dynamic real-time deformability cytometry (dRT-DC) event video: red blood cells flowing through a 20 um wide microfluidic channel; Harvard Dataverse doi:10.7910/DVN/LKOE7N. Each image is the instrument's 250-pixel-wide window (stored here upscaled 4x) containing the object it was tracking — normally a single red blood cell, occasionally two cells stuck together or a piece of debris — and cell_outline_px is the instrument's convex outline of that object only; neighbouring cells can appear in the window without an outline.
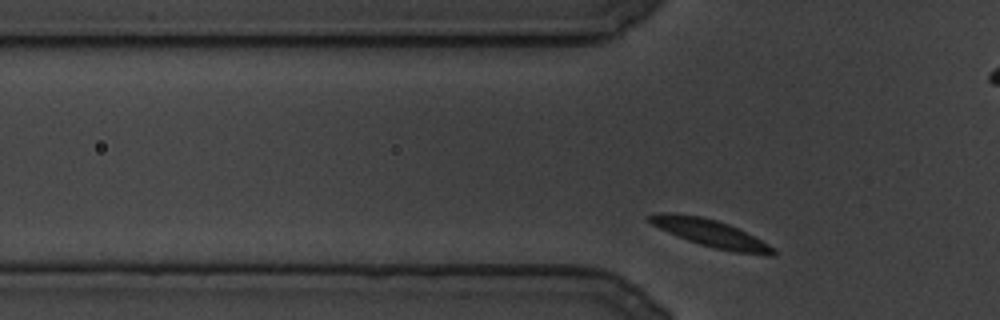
{"species": "common noctule bat (a hibernating species)", "species_latin": "Nyctalus noctula", "temperature_condition": "cold", "stored_images_in_passage": 73, "camera_frame_rate_fps": 3000, "um_per_image_px": 0.085, "animal": {"sex": "male", "body_mass_g": 19.5, "forearm_length_mm": 54.6}, "frame": {"image": 1, "passage_image": 5, "time_ms": 1.333, "image_size_px": [1000, 320], "cell_outline_px": [[776, 256], [768, 256], [736, 252], [716, 248], [700, 244], [688, 240], [668, 232], [652, 224], [648, 220], [648, 216], [656, 212], [672, 212], [700, 216], [716, 220], [728, 224], [776, 248]], "centroid_in_image_um": [60.4, 19.82], "position_along_channel_um": 65.4, "area_um2": 19.48}}
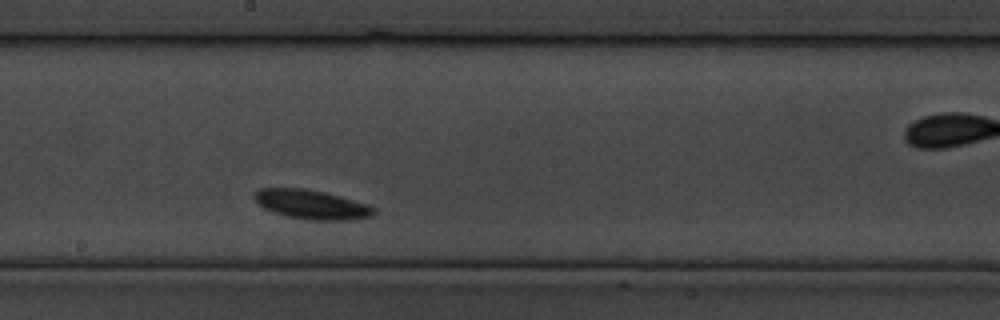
{"frame": {"image": 2, "passage_image": 36, "time_ms": 11.667, "image_size_px": [1000, 320], "cell_outline_px": [[376, 212], [372, 216], [352, 220], [308, 220], [288, 216], [272, 212], [264, 208], [256, 200], [256, 192], [260, 188], [304, 188], [324, 192], [368, 204], [376, 208]], "centroid_in_image_um": [26.53, 17.39], "position_along_channel_um": 221.7, "area_um2": 20.23}}
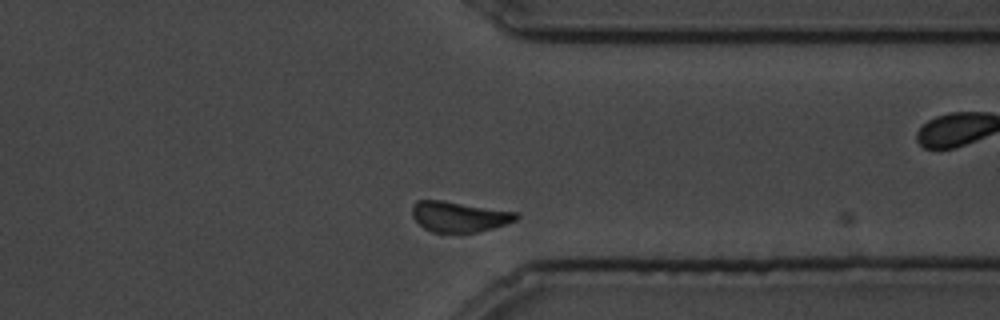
{"frame": {"image": 3, "passage_image": 65, "time_ms": 21.333, "image_size_px": [1000, 320], "cell_outline_px": [[520, 216], [516, 220], [492, 228], [476, 232], [432, 232], [424, 228], [412, 216], [412, 204], [416, 200], [440, 200], [520, 212]], "centroid_in_image_um": [39.03, 18.4], "position_along_channel_um": 372.4, "area_um2": 18.44}}